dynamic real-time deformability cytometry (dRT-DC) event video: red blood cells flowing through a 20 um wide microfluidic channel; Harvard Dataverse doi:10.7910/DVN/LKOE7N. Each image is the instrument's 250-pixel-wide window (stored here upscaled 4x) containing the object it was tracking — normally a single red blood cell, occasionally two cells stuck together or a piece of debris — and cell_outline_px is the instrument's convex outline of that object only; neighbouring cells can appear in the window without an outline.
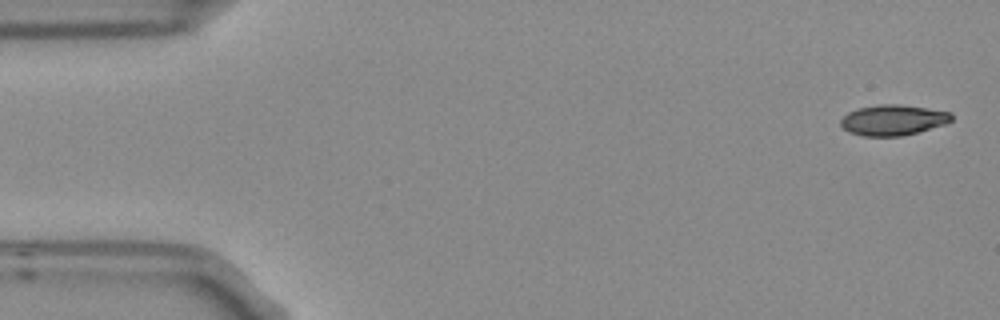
{"species": "Egyptian fruit bat (a non-hibernating species)", "species_latin": "Rousettus aegyptiacus", "temperature_condition": "room temperature", "stored_images_in_passage": 4, "camera_frame_rate_fps": 3000, "um_per_image_px": 0.085, "frame": {"image": 1, "passage_image": 1, "time_ms": 0.0, "image_size_px": [1000, 320], "cell_outline_px": [[952, 120], [948, 124], [900, 136], [864, 136], [848, 132], [840, 124], [840, 120], [848, 112], [860, 108], [880, 104], [900, 104], [928, 108], [952, 112]], "centroid_in_image_um": [75.94, 10.2], "position_along_channel_um": 9.1, "area_um2": 19.77}}
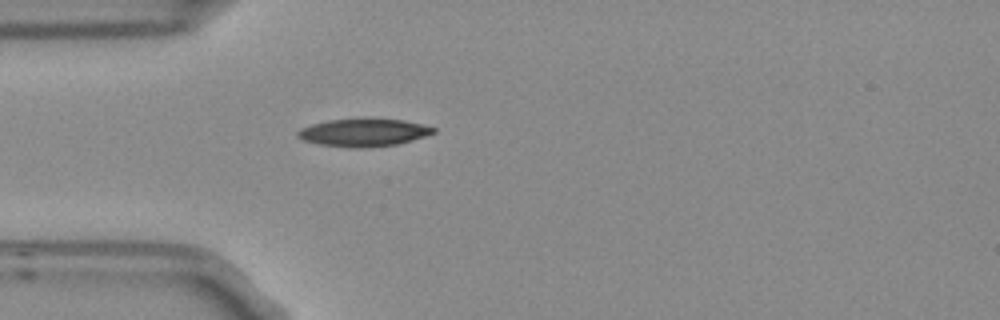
{"frame": {"image": 2, "passage_image": 4, "time_ms": 1.0, "image_size_px": [1000, 320], "cell_outline_px": [[436, 132], [412, 140], [396, 144], [364, 148], [352, 148], [320, 144], [304, 140], [296, 136], [296, 132], [300, 128], [312, 124], [328, 120], [360, 116], [404, 120], [436, 128]], "centroid_in_image_um": [30.88, 11.23], "position_along_channel_um": 54.1, "area_um2": 22.48}}